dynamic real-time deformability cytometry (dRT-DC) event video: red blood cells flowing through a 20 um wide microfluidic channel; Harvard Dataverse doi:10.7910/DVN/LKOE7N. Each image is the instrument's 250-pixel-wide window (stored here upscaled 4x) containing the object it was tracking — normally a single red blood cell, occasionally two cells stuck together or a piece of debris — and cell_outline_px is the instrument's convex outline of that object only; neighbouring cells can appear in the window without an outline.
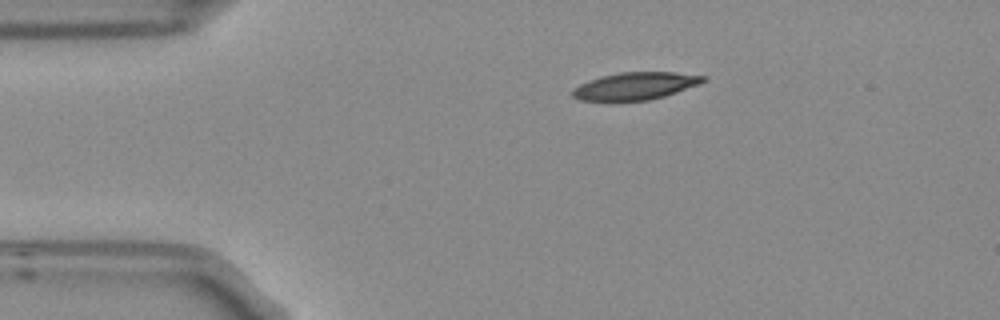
{"species": "Egyptian fruit bat (a non-hibernating species)", "species_latin": "Rousettus aegyptiacus", "temperature_condition": "room temperature", "stored_images_in_passage": 2, "camera_frame_rate_fps": 3000, "um_per_image_px": 0.085, "frame": {"image": 1, "passage_image": 1, "time_ms": 0.0, "image_size_px": [1000, 320], "cell_outline_px": [[708, 80], [700, 84], [664, 96], [648, 100], [580, 100], [572, 96], [572, 88], [588, 80], [600, 76], [620, 72], [676, 72], [708, 76]], "centroid_in_image_um": [54.03, 7.29], "position_along_channel_um": 31.0, "area_um2": 20.87}}